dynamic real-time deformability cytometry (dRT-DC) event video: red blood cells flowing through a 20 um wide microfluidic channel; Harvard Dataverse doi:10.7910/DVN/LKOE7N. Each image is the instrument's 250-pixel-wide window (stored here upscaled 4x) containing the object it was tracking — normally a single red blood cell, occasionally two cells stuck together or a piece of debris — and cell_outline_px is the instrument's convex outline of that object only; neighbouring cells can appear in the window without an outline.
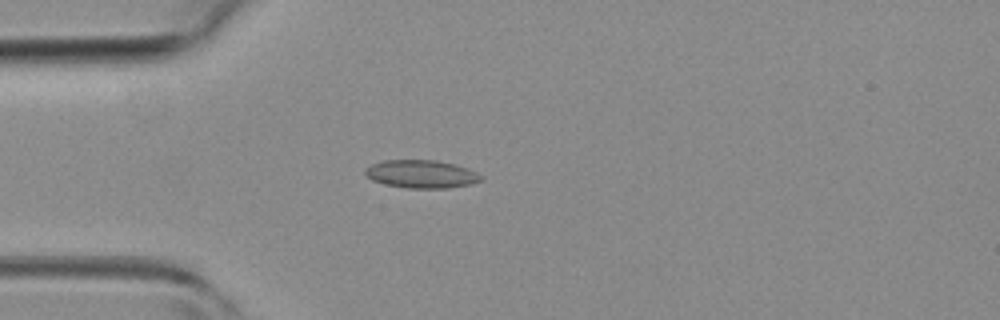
{"species": "common noctule bat (a hibernating species)", "species_latin": "Nyctalus noctula", "temperature_condition": "room temperature", "stored_images_in_passage": 3, "camera_frame_rate_fps": 3000, "um_per_image_px": 0.085, "animal": {"sex": "female", "body_mass_g": 19.3, "forearm_length_mm": 54.1}, "frame": {"image": 1, "passage_image": 3, "time_ms": 2.333, "image_size_px": [1000, 320], "cell_outline_px": [[484, 176], [480, 180], [472, 184], [448, 188], [408, 188], [384, 184], [372, 180], [364, 172], [364, 168], [372, 164], [384, 160], [436, 160], [456, 164], [468, 168]], "centroid_in_image_um": [35.83, 14.79], "position_along_channel_um": 49.2, "area_um2": 19.02}}